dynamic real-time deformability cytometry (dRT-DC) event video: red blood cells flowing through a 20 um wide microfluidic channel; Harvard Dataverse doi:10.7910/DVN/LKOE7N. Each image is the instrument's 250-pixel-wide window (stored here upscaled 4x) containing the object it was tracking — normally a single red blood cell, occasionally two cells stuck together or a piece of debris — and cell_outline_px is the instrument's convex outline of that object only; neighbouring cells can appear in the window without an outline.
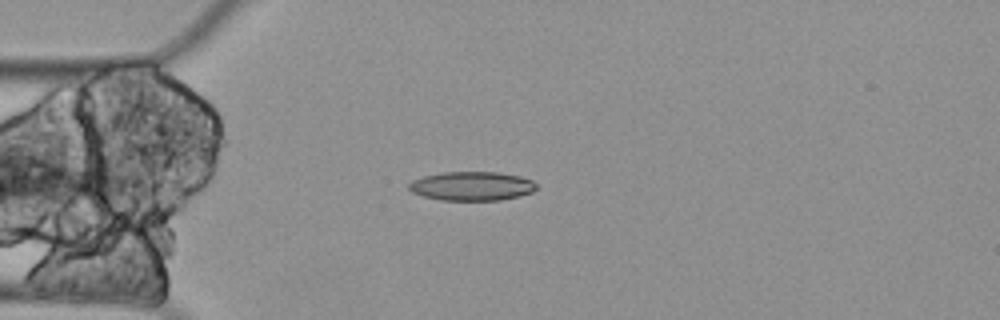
{"species": "Egyptian fruit bat (a non-hibernating species)", "species_latin": "Rousettus aegyptiacus", "temperature_condition": "cold", "stored_images_in_passage": 3, "camera_frame_rate_fps": 3000, "um_per_image_px": 0.085, "animal": {"sex": "female"}, "frame": {"image": 1, "passage_image": 3, "time_ms": 0.667, "image_size_px": [1000, 320], "cell_outline_px": [[536, 188], [532, 192], [520, 196], [500, 200], [440, 200], [424, 196], [412, 192], [408, 188], [408, 184], [412, 180], [424, 176], [444, 172], [496, 172], [520, 176], [532, 180], [536, 184]], "centroid_in_image_um": [40.1, 15.82], "position_along_channel_um": 44.9, "area_um2": 21.5}}